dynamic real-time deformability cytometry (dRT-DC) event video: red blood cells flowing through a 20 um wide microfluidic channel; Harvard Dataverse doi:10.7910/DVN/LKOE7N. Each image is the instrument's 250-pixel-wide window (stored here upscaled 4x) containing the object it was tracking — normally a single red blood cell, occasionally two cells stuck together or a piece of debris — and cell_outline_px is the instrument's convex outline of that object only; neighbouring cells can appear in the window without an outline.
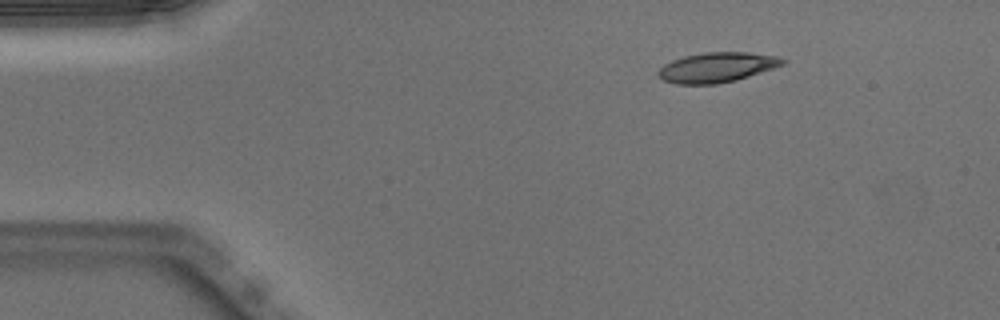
{"species": "Egyptian fruit bat (a non-hibernating species)", "species_latin": "Rousettus aegyptiacus", "temperature_condition": "warm", "stored_images_in_passage": 44, "camera_frame_rate_fps": 3000, "um_per_image_px": 0.085, "animal": {"sex": "male"}, "frame": {"image": 1, "passage_image": 1, "time_ms": 0.0, "image_size_px": [1000, 320], "cell_outline_px": [[788, 60], [784, 64], [736, 80], [716, 84], [676, 84], [664, 80], [656, 72], [664, 64], [672, 60], [684, 56], [704, 52], [748, 52], [776, 56]], "centroid_in_image_um": [60.92, 5.72], "position_along_channel_um": 24.1, "area_um2": 21.56}}
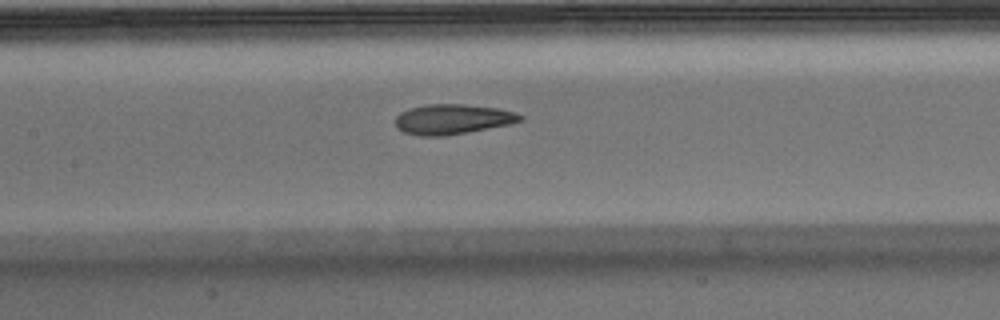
{"frame": {"image": 2, "passage_image": 17, "time_ms": 5.333, "image_size_px": [1000, 320], "cell_outline_px": [[524, 120], [512, 124], [468, 132], [444, 136], [420, 136], [404, 132], [396, 128], [396, 116], [400, 112], [408, 108], [428, 104], [464, 104], [500, 108], [516, 112], [524, 116]], "centroid_in_image_um": [38.5, 10.13], "position_along_channel_um": 168.9, "area_um2": 22.2}}
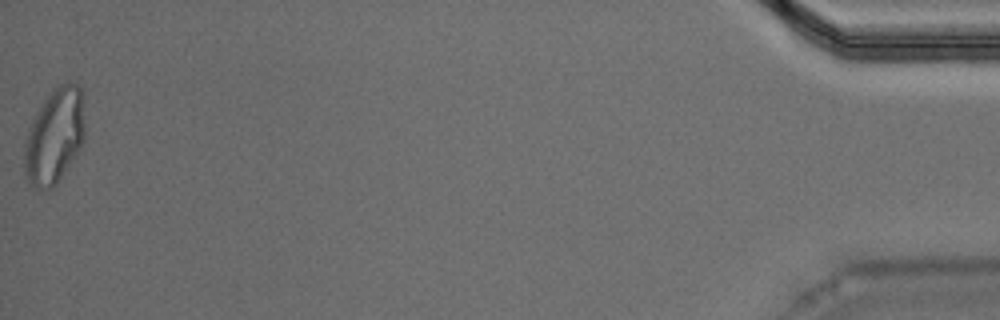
{"frame": {"image": 3, "passage_image": 44, "time_ms": 14.333, "image_size_px": [1000, 320], "cell_outline_px": [[84, 140], [80, 148], [56, 184], [52, 188], [36, 192], [28, 180], [24, 172], [24, 140], [28, 128], [36, 112], [44, 100], [60, 84], [68, 80], [80, 84], [84, 92]], "centroid_in_image_um": [4.64, 11.55], "position_along_channel_um": 430.6, "area_um2": 34.16}, "authors_computed_cell_mechanics": {"area_um2": 22.2241, "velocity_mm_per_s": 3.9946, "shape_relaxation_time_tau1_ms": 10.5822, "shape_relaxation_time_tau2_ms": 2.0059, "deformation_change_tau1": 0.2675, "deformation_change_tau2": 0.0881}}